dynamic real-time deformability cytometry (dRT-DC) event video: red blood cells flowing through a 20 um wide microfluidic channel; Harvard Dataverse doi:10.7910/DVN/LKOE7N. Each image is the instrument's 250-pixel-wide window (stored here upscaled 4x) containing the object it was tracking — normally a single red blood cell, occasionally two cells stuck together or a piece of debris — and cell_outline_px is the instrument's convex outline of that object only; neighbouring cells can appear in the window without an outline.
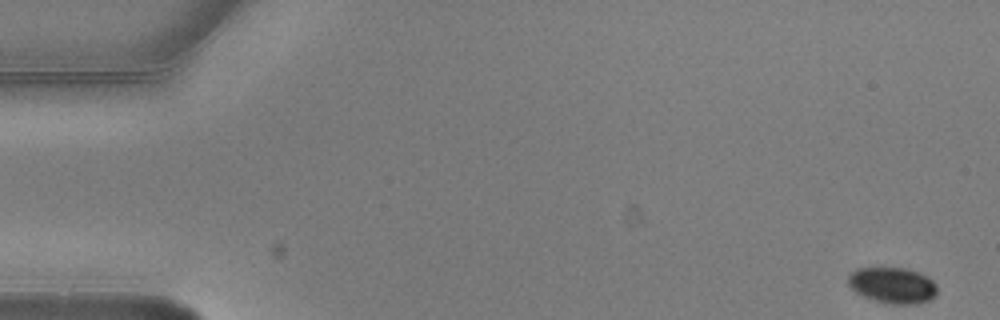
{"species": "common noctule bat (a hibernating species)", "species_latin": "Nyctalus noctula", "temperature_condition": "warm", "stored_images_in_passage": 3, "camera_frame_rate_fps": 3000, "um_per_image_px": 0.085, "animal": {"sex": "male", "body_mass_g": 20.5, "forearm_length_mm": 52.5}, "frame": {"image": 1, "passage_image": 1, "time_ms": 0.0, "image_size_px": [1000, 320], "cell_outline_px": [[936, 296], [932, 300], [916, 304], [892, 304], [876, 300], [864, 296], [856, 292], [848, 284], [848, 276], [856, 268], [904, 268], [920, 272], [928, 276], [936, 284]], "centroid_in_image_um": [75.91, 24.25], "position_along_channel_um": 9.1, "area_um2": 18.73}}